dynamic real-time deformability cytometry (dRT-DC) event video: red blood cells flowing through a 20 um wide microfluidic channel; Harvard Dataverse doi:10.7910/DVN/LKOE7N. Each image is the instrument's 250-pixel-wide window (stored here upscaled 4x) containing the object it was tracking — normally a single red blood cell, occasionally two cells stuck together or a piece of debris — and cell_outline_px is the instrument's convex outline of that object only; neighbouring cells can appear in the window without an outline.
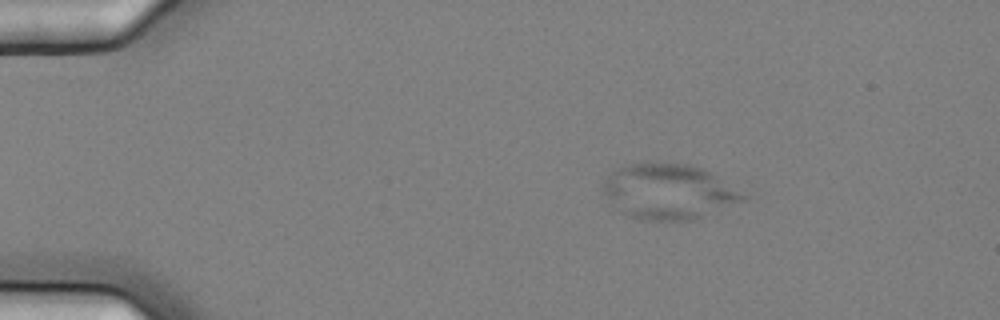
{"species": "common noctule bat (a hibernating species)", "species_latin": "Nyctalus noctula", "temperature_condition": "cold", "stored_images_in_passage": 3, "camera_frame_rate_fps": 3000, "um_per_image_px": 0.085, "animal": {"sex": "female", "body_mass_g": 25.1}, "frame": {"image": 1, "passage_image": 1, "time_ms": 0.0, "image_size_px": [1000, 320], "cell_outline_px": [[748, 200], [696, 220], [640, 220], [628, 216], [600, 192], [604, 180], [612, 172], [620, 168], [644, 160], [688, 164], [700, 168], [716, 176], [748, 196]], "centroid_in_image_um": [56.84, 16.28], "position_along_channel_um": 28.2, "area_um2": 45.49}}